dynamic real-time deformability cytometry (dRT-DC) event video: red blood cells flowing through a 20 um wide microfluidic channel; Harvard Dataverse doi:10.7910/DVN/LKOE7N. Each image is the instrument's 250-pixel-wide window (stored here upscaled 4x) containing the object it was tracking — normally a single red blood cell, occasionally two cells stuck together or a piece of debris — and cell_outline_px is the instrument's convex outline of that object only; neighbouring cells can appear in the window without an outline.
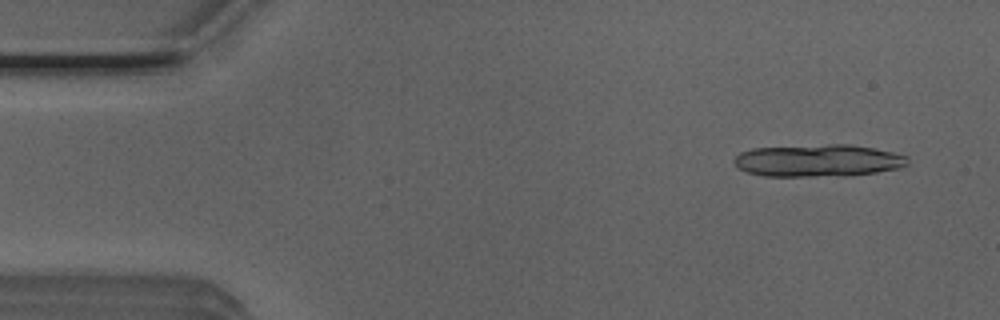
{"species": "Egyptian fruit bat (a non-hibernating species)", "species_latin": "Rousettus aegyptiacus", "temperature_condition": "room temperature", "stored_images_in_passage": 10, "camera_frame_rate_fps": 3000, "um_per_image_px": 0.085, "animal": {"sex": "male"}, "frame": {"image": 1, "passage_image": 3, "time_ms": 0.667, "image_size_px": [1000, 320], "cell_outline_px": [[908, 164], [900, 168], [876, 172], [844, 176], [764, 176], [748, 172], [740, 168], [732, 160], [740, 152], [752, 148], [828, 144], [848, 144], [872, 148], [892, 152], [908, 156]], "centroid_in_image_um": [69.54, 13.65], "position_along_channel_um": 15.5, "area_um2": 32.66}}